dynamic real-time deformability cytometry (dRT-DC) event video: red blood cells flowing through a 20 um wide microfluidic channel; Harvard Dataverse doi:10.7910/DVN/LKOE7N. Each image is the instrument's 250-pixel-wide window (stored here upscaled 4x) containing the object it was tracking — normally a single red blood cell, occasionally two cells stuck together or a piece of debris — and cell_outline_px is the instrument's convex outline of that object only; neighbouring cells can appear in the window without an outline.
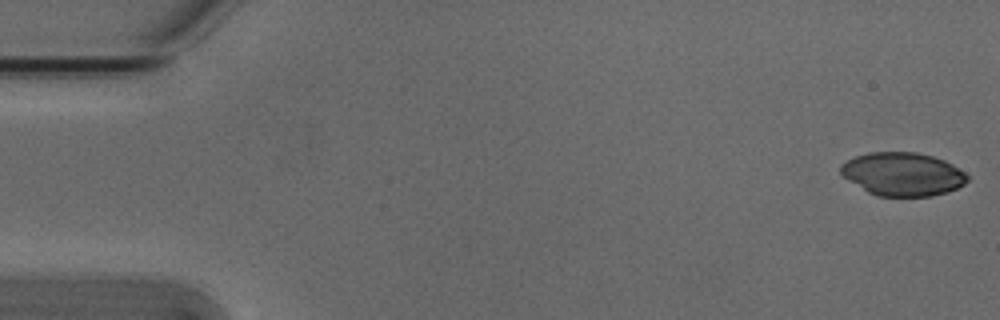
{"species": "Egyptian fruit bat (a non-hibernating species)", "species_latin": "Rousettus aegyptiacus", "temperature_condition": "cold", "stored_images_in_passage": 5, "camera_frame_rate_fps": 3000, "um_per_image_px": 0.085, "animal": {"sex": "male"}, "frame": {"image": 1, "passage_image": 1, "time_ms": 0.0, "image_size_px": [1000, 320], "cell_outline_px": [[968, 180], [964, 184], [948, 192], [932, 196], [876, 196], [868, 192], [848, 180], [840, 172], [840, 164], [856, 156], [868, 152], [916, 152], [932, 156], [944, 160], [952, 164], [964, 172], [968, 176]], "centroid_in_image_um": [76.72, 14.8], "position_along_channel_um": 8.3, "area_um2": 31.96}}